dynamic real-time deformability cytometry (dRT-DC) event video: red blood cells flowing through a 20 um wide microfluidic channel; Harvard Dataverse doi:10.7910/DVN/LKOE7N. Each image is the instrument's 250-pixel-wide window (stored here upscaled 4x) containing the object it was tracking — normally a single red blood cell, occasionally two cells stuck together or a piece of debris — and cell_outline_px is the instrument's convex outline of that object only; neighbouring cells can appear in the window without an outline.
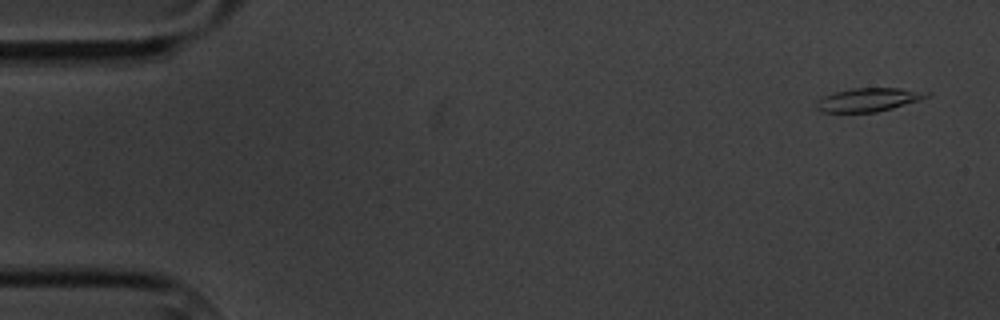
{"species": "common noctule bat (a hibernating species)", "species_latin": "Nyctalus noctula", "temperature_condition": "cold", "stored_images_in_passage": 4, "camera_frame_rate_fps": 3000, "um_per_image_px": 0.085, "animal": {"sex": "male", "body_mass_g": 20.1, "forearm_length_mm": 53.5}, "frame": {"image": 1, "passage_image": 1, "time_ms": 0.0, "image_size_px": [1000, 320], "cell_outline_px": [[932, 92], [928, 96], [920, 100], [892, 108], [876, 112], [820, 112], [816, 108], [816, 100], [824, 96], [836, 92], [852, 88], [900, 88]], "centroid_in_image_um": [73.81, 8.47], "position_along_channel_um": 11.2, "area_um2": 15.09}}
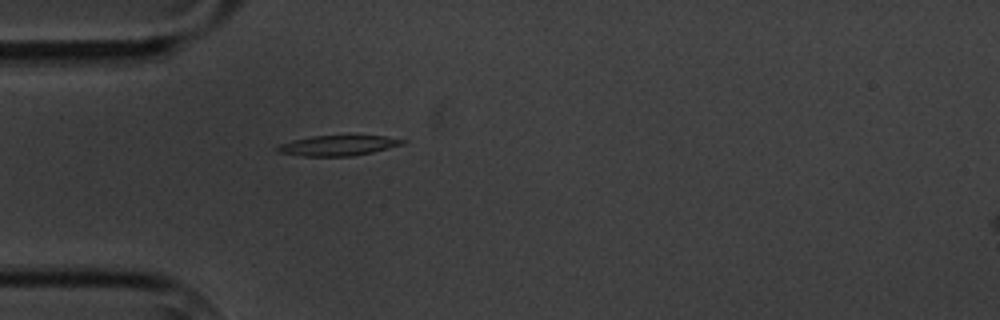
{"frame": {"image": 2, "passage_image": 4, "time_ms": 4.667, "image_size_px": [1000, 320], "cell_outline_px": [[408, 140], [404, 144], [372, 152], [352, 156], [300, 156], [276, 152], [272, 148], [280, 144], [292, 140], [312, 136], [384, 136]], "centroid_in_image_um": [28.67, 12.37], "position_along_channel_um": 56.3, "area_um2": 14.85}}